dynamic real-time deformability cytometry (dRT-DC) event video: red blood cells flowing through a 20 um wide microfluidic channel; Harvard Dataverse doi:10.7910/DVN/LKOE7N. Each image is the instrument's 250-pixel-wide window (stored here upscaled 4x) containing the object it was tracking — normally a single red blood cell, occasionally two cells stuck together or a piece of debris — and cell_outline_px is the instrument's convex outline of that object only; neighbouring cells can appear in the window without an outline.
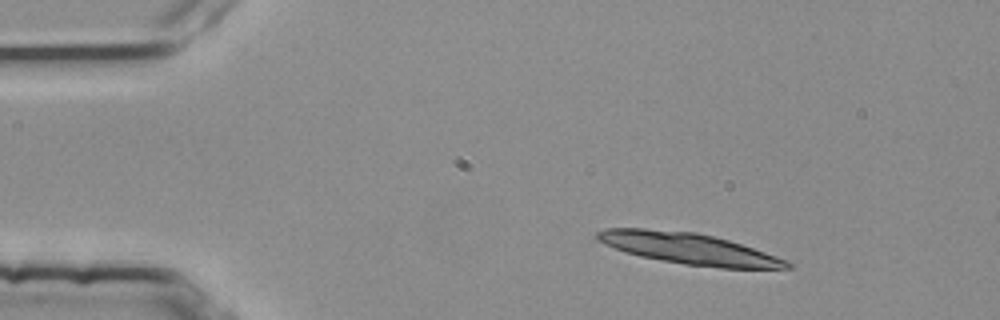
{"species": "common noctule bat (a hibernating species)", "species_latin": "Nyctalus noctula", "temperature_condition": "room temperature", "stored_images_in_passage": 8, "camera_frame_rate_fps": 3000, "um_per_image_px": 0.085, "animal": {"sex": "female", "body_mass_g": 25.1}, "frame": {"image": 1, "passage_image": 1, "time_ms": 0.0, "image_size_px": [1000, 320], "cell_outline_px": [[792, 268], [720, 268], [684, 264], [660, 260], [640, 256], [624, 252], [604, 244], [596, 240], [596, 232], [604, 228], [644, 228], [696, 232], [728, 240], [788, 260], [792, 264]], "centroid_in_image_um": [58.49, 21.12], "position_along_channel_um": 26.5, "area_um2": 34.39}}